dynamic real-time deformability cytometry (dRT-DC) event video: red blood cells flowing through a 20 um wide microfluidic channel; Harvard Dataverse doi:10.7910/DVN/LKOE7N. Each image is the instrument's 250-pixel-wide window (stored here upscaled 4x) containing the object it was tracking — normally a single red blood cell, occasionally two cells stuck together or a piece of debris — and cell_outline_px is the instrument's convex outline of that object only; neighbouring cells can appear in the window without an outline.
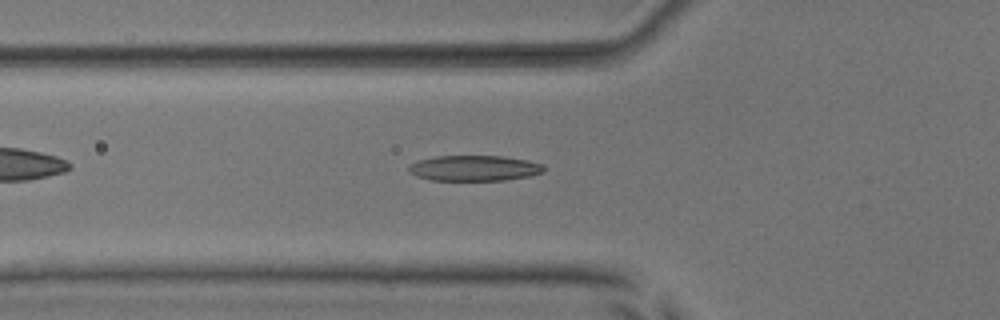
{"species": "common noctule bat (a hibernating species)", "species_latin": "Nyctalus noctula", "temperature_condition": "room temperature", "stored_images_in_passage": 41, "camera_frame_rate_fps": 3000, "um_per_image_px": 0.085, "animal": {"sex": "male", "body_mass_g": 17.9, "forearm_length_mm": 54.2}, "frame": {"image": 1, "passage_image": 7, "time_ms": 2.0, "image_size_px": [1000, 320], "cell_outline_px": [[544, 172], [532, 176], [504, 180], [432, 180], [416, 176], [408, 172], [408, 164], [416, 160], [436, 156], [500, 156], [528, 160], [544, 164]], "centroid_in_image_um": [40.3, 14.29], "position_along_channel_um": 85.5, "area_um2": 20.35}}
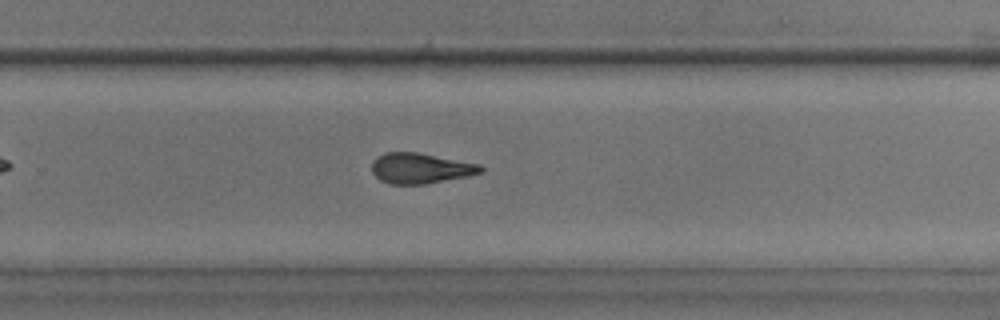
{"frame": {"image": 2, "passage_image": 23, "time_ms": 7.333, "image_size_px": [1000, 320], "cell_outline_px": [[484, 172], [424, 184], [388, 184], [380, 180], [372, 172], [372, 160], [384, 152], [416, 152], [480, 164], [484, 168]], "centroid_in_image_um": [35.7, 14.29], "position_along_channel_um": 294.1, "area_um2": 19.19}}
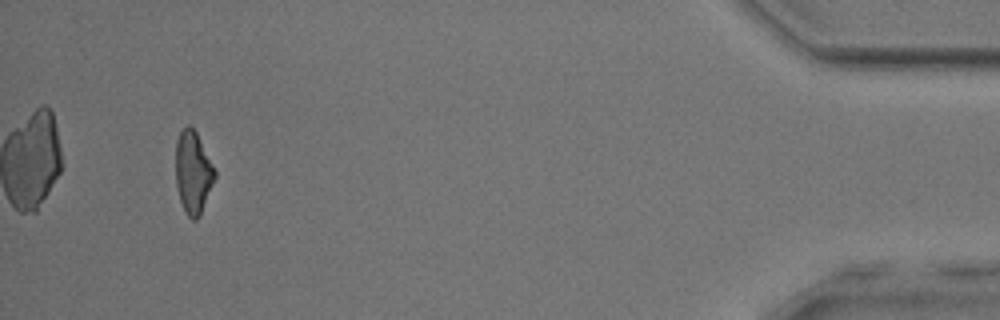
{"frame": {"image": 3, "passage_image": 38, "time_ms": 12.333, "image_size_px": [1000, 320], "cell_outline_px": [[216, 176], [200, 216], [196, 220], [192, 220], [184, 212], [180, 200], [176, 184], [176, 140], [180, 132], [188, 124], [196, 132], [216, 172]], "centroid_in_image_um": [16.4, 14.69], "position_along_channel_um": 418.8, "area_um2": 18.61}, "authors_computed_cell_mechanics": {"area_um2": 19.4786, "velocity_mm_per_s": 3.9151, "shape_relaxation_time_tau1_ms": 4.2666, "shape_relaxation_time_tau2_ms": 2.1244, "deformation_change_tau1": 0.162, "deformation_change_tau2": 0.1127}}